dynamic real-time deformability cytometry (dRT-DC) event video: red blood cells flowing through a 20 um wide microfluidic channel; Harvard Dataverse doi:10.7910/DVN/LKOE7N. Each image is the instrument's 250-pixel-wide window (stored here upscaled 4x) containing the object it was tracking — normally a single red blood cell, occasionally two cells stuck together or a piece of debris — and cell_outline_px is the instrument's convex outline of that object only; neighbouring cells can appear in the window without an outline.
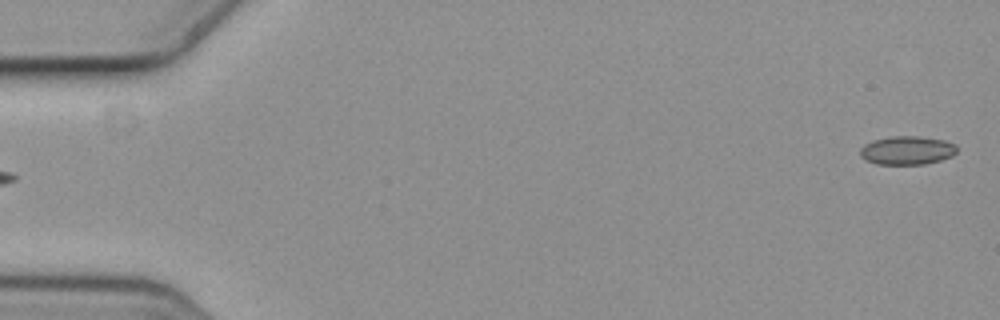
{"species": "common noctule bat (a hibernating species)", "species_latin": "Nyctalus noctula", "temperature_condition": "cold", "stored_images_in_passage": 3, "segment_of_instrument_passage": [2, 2], "camera_frame_rate_fps": 3000, "um_per_image_px": 0.085, "animal": {"sex": "female", "body_mass_g": 19.3, "forearm_length_mm": 54.1}, "frame": {"image": 1, "passage_image": 3, "time_ms": 0.667, "image_size_px": [1000, 320], "cell_outline_px": [[956, 152], [952, 156], [940, 160], [924, 164], [876, 164], [864, 160], [860, 156], [860, 148], [864, 144], [872, 140], [888, 136], [920, 136], [944, 140], [956, 144]], "centroid_in_image_um": [77.06, 12.77], "position_along_channel_um": 7.9, "area_um2": 16.3}}